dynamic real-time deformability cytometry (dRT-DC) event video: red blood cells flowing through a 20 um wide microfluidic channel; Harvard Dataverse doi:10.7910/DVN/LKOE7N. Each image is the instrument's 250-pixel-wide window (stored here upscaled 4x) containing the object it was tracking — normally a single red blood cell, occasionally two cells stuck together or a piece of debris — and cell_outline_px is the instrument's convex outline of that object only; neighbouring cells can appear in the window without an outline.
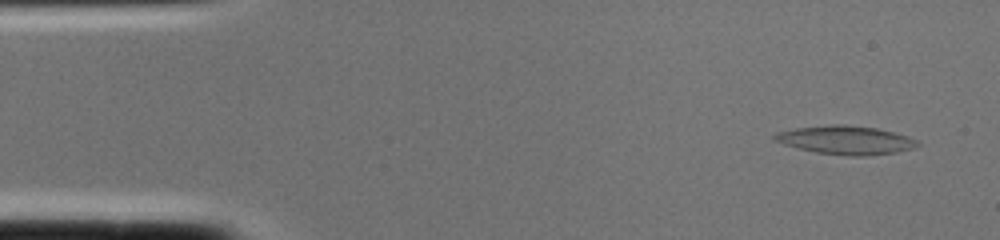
{"species": "common noctule bat (a hibernating species)", "species_latin": "Nyctalus noctula", "temperature_condition": "cold", "stored_images_in_passage": 2, "camera_frame_rate_fps": 3000, "um_per_image_px": 0.085, "animal": {"sex": "female", "body_mass_g": 22.0, "forearm_length_mm": 56.7}, "frame": {"image": 1, "passage_image": 1, "time_ms": 0.0, "image_size_px": [1000, 240], "cell_outline_px": [[920, 144], [912, 148], [896, 152], [868, 156], [848, 156], [816, 152], [796, 148], [772, 140], [772, 136], [776, 132], [796, 128], [832, 124], [844, 124], [876, 128], [908, 136], [916, 140]], "centroid_in_image_um": [71.85, 11.91], "position_along_channel_um": 13.2, "area_um2": 23.81}}
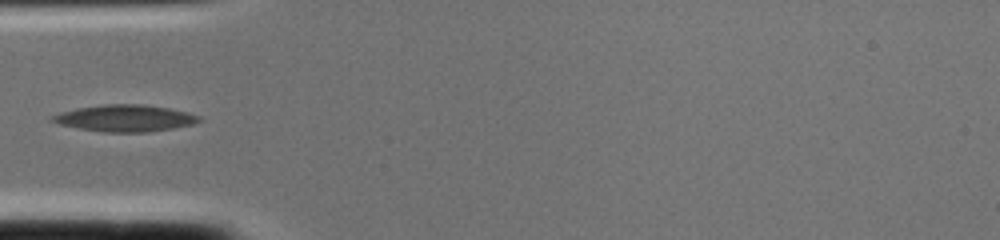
{"frame": {"image": 2, "passage_image": 2, "time_ms": 0.333, "image_size_px": [1000, 240], "cell_outline_px": [[204, 120], [192, 124], [172, 128], [144, 132], [104, 132], [80, 128], [60, 124], [48, 120], [52, 116], [60, 112], [76, 108], [104, 104], [144, 104], [168, 108], [200, 116]], "centroid_in_image_um": [10.61, 10.04], "position_along_channel_um": 74.4, "area_um2": 22.66}}